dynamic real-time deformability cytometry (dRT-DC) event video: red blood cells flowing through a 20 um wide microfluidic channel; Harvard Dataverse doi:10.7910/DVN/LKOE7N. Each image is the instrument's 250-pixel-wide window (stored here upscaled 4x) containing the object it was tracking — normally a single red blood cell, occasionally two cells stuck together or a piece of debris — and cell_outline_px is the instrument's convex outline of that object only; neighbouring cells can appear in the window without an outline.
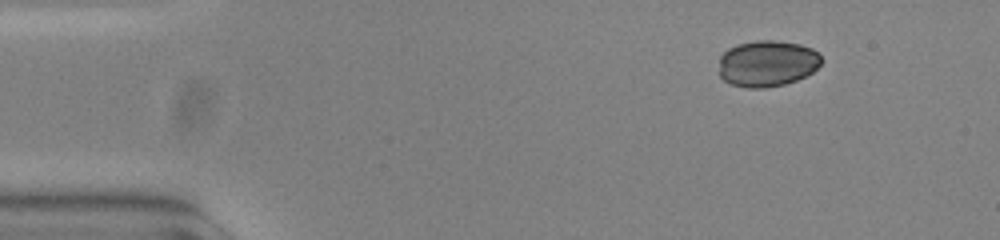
{"species": "common noctule bat (a hibernating species)", "species_latin": "Nyctalus noctula", "temperature_condition": "warm", "stored_images_in_passage": 48, "camera_frame_rate_fps": 3000, "um_per_image_px": 0.085, "animal": {"sex": "female", "body_mass_g": 23.0, "forearm_length_mm": 53.4}, "frame": {"image": 1, "passage_image": 1, "time_ms": 0.0, "image_size_px": [1000, 240], "cell_outline_px": [[824, 60], [812, 72], [796, 80], [784, 84], [764, 88], [748, 88], [732, 84], [724, 80], [720, 76], [720, 56], [728, 48], [736, 44], [756, 40], [772, 40], [800, 44], [812, 48]], "centroid_in_image_um": [65.21, 5.38], "position_along_channel_um": 19.8, "area_um2": 27.63}}
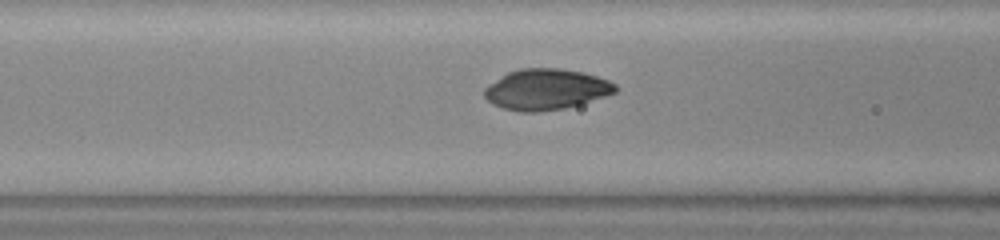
{"frame": {"image": 2, "passage_image": 16, "time_ms": 5.0, "image_size_px": [1000, 240], "cell_outline_px": [[616, 92], [580, 104], [564, 108], [540, 112], [520, 112], [504, 108], [492, 104], [484, 96], [484, 88], [488, 84], [508, 72], [520, 68], [560, 68], [584, 72], [608, 80], [616, 84]], "centroid_in_image_um": [46.4, 7.59], "position_along_channel_um": 120.2, "area_um2": 31.15}}
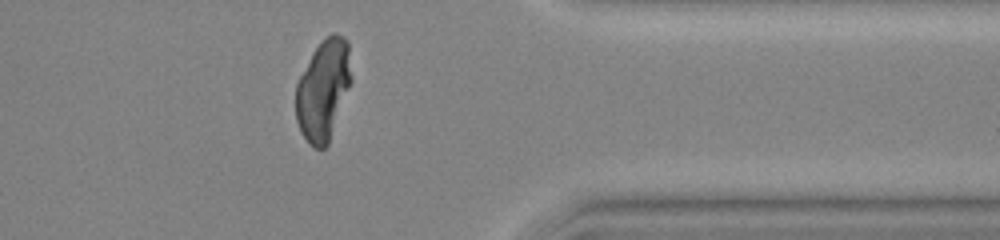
{"frame": {"image": 3, "passage_image": 38, "time_ms": 12.333, "image_size_px": [1000, 240], "cell_outline_px": [[352, 80], [328, 144], [324, 148], [316, 148], [308, 144], [296, 120], [296, 84], [312, 52], [332, 32], [336, 32], [344, 36], [348, 40], [352, 76]], "centroid_in_image_um": [27.49, 7.62], "position_along_channel_um": 383.9, "area_um2": 32.48}}